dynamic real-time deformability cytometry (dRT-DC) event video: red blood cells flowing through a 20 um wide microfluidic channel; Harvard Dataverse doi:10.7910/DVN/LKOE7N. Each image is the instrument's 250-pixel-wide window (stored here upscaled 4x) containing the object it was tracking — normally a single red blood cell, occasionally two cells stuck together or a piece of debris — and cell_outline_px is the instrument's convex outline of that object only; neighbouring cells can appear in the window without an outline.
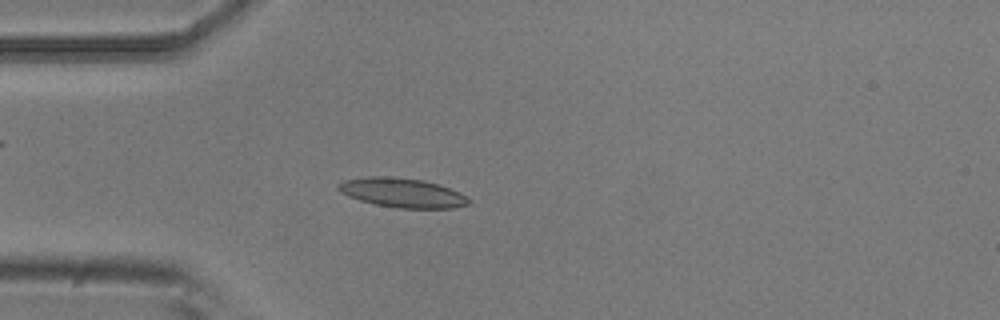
{"species": "common noctule bat (a hibernating species)", "species_latin": "Nyctalus noctula", "temperature_condition": "room temperature", "stored_images_in_passage": 6, "camera_frame_rate_fps": 3000, "um_per_image_px": 0.085, "animal": {"sex": "male", "body_mass_g": 20.5, "forearm_length_mm": 52.5}, "frame": {"image": 1, "passage_image": 6, "time_ms": 1.667, "image_size_px": [1000, 320], "cell_outline_px": [[472, 204], [452, 208], [396, 208], [376, 204], [360, 200], [348, 196], [340, 192], [336, 188], [336, 184], [344, 180], [368, 176], [388, 176], [420, 180], [436, 184], [460, 192], [472, 200]], "centroid_in_image_um": [34.18, 16.39], "position_along_channel_um": 50.8, "area_um2": 22.31}}